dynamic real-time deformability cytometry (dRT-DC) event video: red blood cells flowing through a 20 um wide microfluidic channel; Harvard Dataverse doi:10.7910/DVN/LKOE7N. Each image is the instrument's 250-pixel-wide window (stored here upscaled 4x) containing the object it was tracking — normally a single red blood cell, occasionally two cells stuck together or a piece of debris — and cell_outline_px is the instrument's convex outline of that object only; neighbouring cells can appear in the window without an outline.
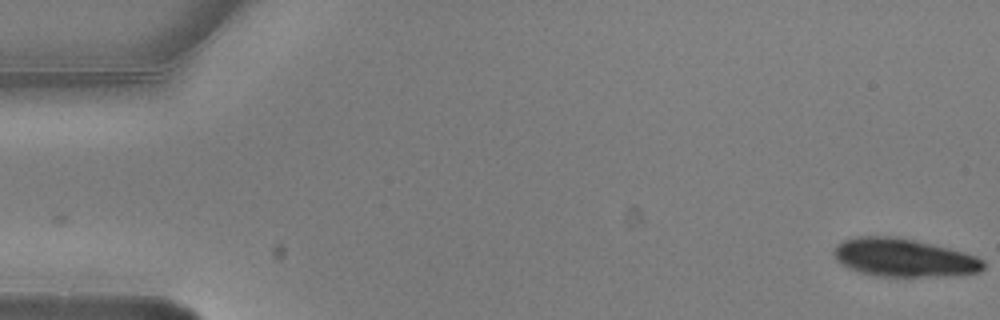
{"species": "common noctule bat (a hibernating species)", "species_latin": "Nyctalus noctula", "temperature_condition": "warm", "stored_images_in_passage": 2, "camera_frame_rate_fps": 3000, "um_per_image_px": 0.085, "animal": {"sex": "male", "body_mass_g": 20.5, "forearm_length_mm": 52.5}, "frame": {"image": 1, "passage_image": 2, "time_ms": 0.333, "image_size_px": [1000, 320], "cell_outline_px": [[984, 268], [980, 272], [948, 276], [876, 276], [860, 272], [848, 268], [840, 264], [832, 252], [836, 244], [844, 240], [860, 236], [896, 236], [948, 248], [964, 252], [976, 256], [984, 260]], "centroid_in_image_um": [76.81, 21.9], "position_along_channel_um": 8.2, "area_um2": 33.29}}